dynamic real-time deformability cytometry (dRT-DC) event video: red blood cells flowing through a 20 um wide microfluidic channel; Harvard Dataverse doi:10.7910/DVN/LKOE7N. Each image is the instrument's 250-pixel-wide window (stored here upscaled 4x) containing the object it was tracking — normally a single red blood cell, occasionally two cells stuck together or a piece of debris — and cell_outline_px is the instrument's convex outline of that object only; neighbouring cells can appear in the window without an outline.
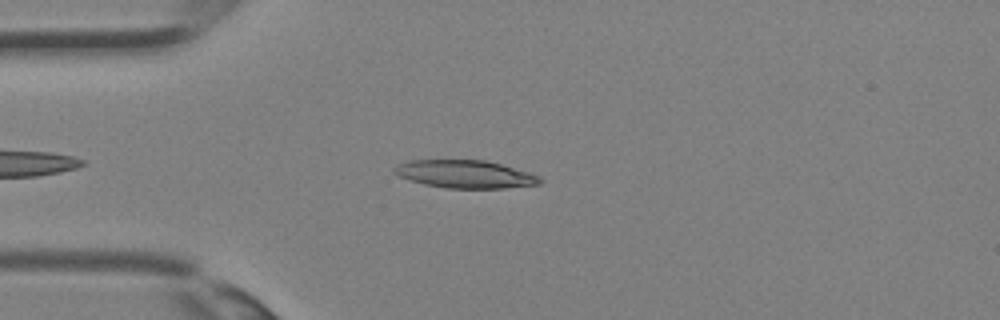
{"species": "Egyptian fruit bat (a non-hibernating species)", "species_latin": "Rousettus aegyptiacus", "temperature_condition": "room temperature", "stored_images_in_passage": 28, "camera_frame_rate_fps": 3000, "um_per_image_px": 0.085, "animal": {"sex": "female"}, "frame": {"image": 1, "passage_image": 4, "time_ms": 1.0, "image_size_px": [1000, 320], "cell_outline_px": [[544, 180], [540, 184], [504, 188], [448, 188], [424, 184], [400, 176], [392, 172], [392, 168], [400, 164], [412, 160], [484, 160], [500, 164], [528, 172], [540, 176]], "centroid_in_image_um": [39.56, 14.8], "position_along_channel_um": 45.4, "area_um2": 23.41}}
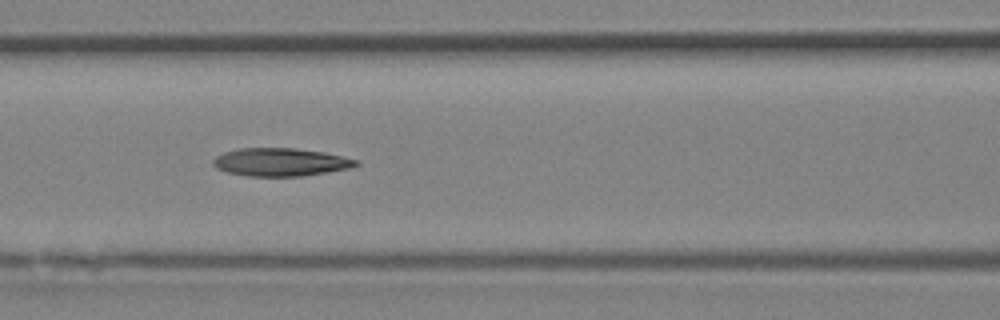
{"frame": {"image": 2, "passage_image": 10, "time_ms": 3.0, "image_size_px": [1000, 320], "cell_outline_px": [[360, 164], [352, 168], [328, 172], [300, 176], [248, 176], [228, 172], [216, 168], [212, 164], [212, 160], [216, 156], [224, 152], [240, 148], [296, 148], [324, 152], [360, 160]], "centroid_in_image_um": [23.88, 13.77], "position_along_channel_um": 142.7, "area_um2": 23.47}}
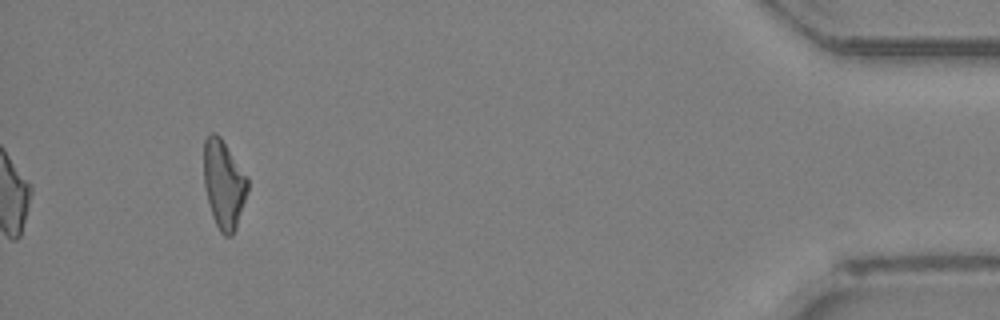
{"frame": {"image": 3, "passage_image": 28, "time_ms": 9.0, "image_size_px": [1000, 320], "cell_outline_px": [[248, 192], [236, 228], [232, 236], [224, 236], [220, 232], [212, 216], [204, 184], [204, 140], [208, 132], [216, 132], [220, 136], [248, 176]], "centroid_in_image_um": [19.03, 15.63], "position_along_channel_um": 416.2, "area_um2": 22.83}}